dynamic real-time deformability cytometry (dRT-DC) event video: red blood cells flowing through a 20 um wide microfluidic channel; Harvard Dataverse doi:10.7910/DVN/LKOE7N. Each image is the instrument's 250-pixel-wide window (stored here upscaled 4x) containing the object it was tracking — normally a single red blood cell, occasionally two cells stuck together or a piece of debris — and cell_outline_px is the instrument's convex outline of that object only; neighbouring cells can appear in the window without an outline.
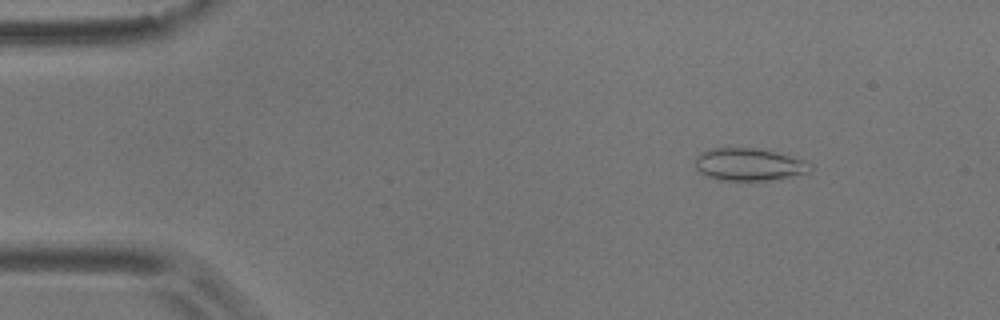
{"species": "common noctule bat (a hibernating species)", "species_latin": "Nyctalus noctula", "temperature_condition": "room temperature", "stored_images_in_passage": 5, "camera_frame_rate_fps": 3000, "um_per_image_px": 0.085, "animal": {"sex": "male", "body_mass_g": 17.9}, "frame": {"image": 1, "passage_image": 2, "time_ms": 1.0, "image_size_px": [1000, 320], "cell_outline_px": [[812, 168], [808, 172], [776, 180], [716, 180], [700, 172], [696, 168], [696, 156], [700, 152], [708, 148], [764, 148], [804, 160], [812, 164]], "centroid_in_image_um": [63.67, 13.97], "position_along_channel_um": 21.3, "area_um2": 22.02}}